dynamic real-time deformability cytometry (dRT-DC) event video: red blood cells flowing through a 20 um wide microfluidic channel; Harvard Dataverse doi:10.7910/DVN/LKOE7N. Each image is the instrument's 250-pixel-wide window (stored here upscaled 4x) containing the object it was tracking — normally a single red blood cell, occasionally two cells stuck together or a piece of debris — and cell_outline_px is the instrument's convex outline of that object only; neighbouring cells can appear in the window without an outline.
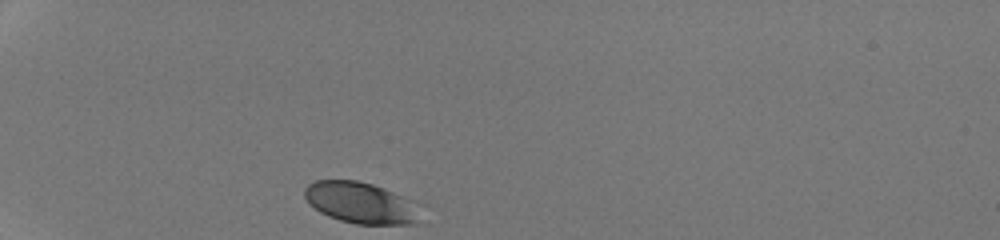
{"species": "human", "species_latin": "Homo sapiens", "temperature_condition": "room temperature", "stored_images_in_passage": 29, "camera_frame_rate_fps": 3000, "um_per_image_px": 0.085, "donor": {"sex": "male"}, "frame": {"image": 1, "passage_image": 1, "time_ms": 0.0, "image_size_px": [1000, 240], "cell_outline_px": [[416, 224], [356, 224], [340, 220], [328, 216], [320, 212], [308, 204], [304, 196], [304, 188], [308, 184], [316, 180], [356, 180], [372, 184], [384, 188], [412, 200], [416, 220]], "centroid_in_image_um": [30.55, 17.22], "position_along_channel_um": 54.5, "area_um2": 27.46}}
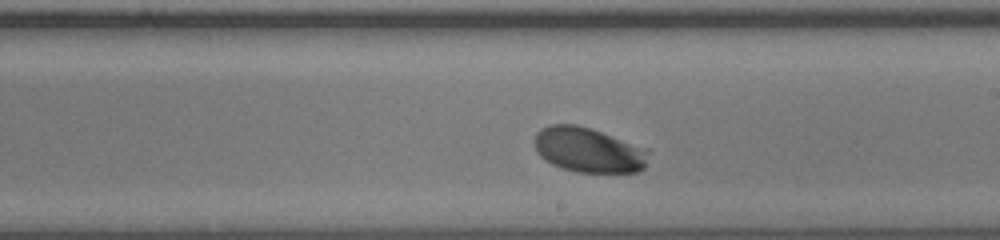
{"frame": {"image": 2, "passage_image": 17, "time_ms": 5.333, "image_size_px": [1000, 240], "cell_outline_px": [[652, 148], [644, 168], [640, 172], [576, 172], [552, 164], [544, 160], [536, 152], [536, 132], [540, 128], [548, 124], [576, 124]], "centroid_in_image_um": [50.08, 12.74], "position_along_channel_um": 238.9, "area_um2": 30.29}}
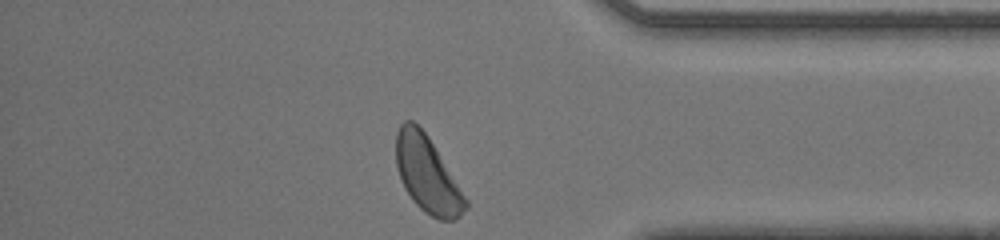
{"frame": {"image": 3, "passage_image": 29, "time_ms": 9.333, "image_size_px": [1000, 240], "cell_outline_px": [[468, 208], [456, 220], [440, 220], [424, 212], [412, 200], [404, 188], [396, 164], [396, 132], [400, 124], [404, 120], [412, 120], [428, 136], [468, 200]], "centroid_in_image_um": [36.32, 14.85], "position_along_channel_um": 398.9, "area_um2": 30.69}, "authors_computed_cell_mechanics": {"area_um2": 29.8248, "velocity_mm_per_s": 4.2233, "shape_relaxation_time_tau1_ms": 2.3455, "shape_relaxation_time_tau2_ms": null, "deformation_change_tau1": 0.1087, "deformation_change_tau2": null}}